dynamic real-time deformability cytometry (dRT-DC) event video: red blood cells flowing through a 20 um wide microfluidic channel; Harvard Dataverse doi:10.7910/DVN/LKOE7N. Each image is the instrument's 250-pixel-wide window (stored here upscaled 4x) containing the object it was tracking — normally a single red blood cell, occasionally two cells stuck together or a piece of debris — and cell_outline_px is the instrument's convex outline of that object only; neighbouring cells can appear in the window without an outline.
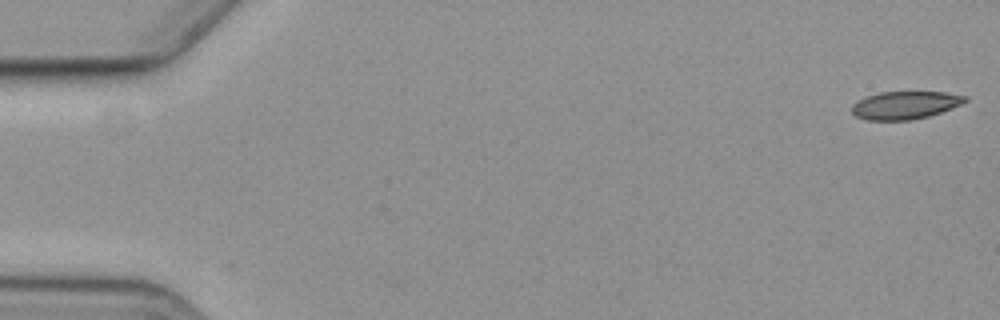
{"species": "common noctule bat (a hibernating species)", "species_latin": "Nyctalus noctula", "temperature_condition": "cold", "stored_images_in_passage": 6, "camera_frame_rate_fps": 3000, "um_per_image_px": 0.085, "animal": {"sex": "female", "body_mass_g": 19.3, "forearm_length_mm": 54.1}, "frame": {"image": 1, "passage_image": 1, "time_ms": 0.0, "image_size_px": [1000, 320], "cell_outline_px": [[968, 100], [952, 108], [928, 116], [908, 120], [868, 120], [856, 116], [852, 112], [852, 104], [864, 96], [880, 92], [944, 92], [968, 96]], "centroid_in_image_um": [76.91, 8.93], "position_along_channel_um": 8.1, "area_um2": 18.32}}
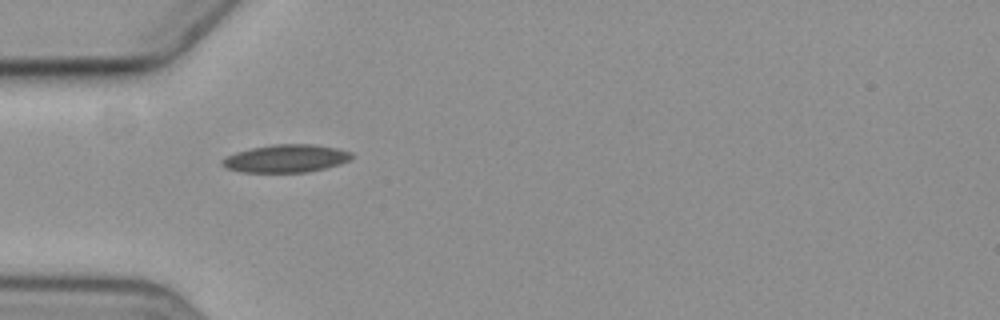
{"frame": {"image": 2, "passage_image": 5, "time_ms": 5.667, "image_size_px": [1000, 320], "cell_outline_px": [[352, 156], [348, 160], [340, 164], [324, 168], [304, 172], [244, 172], [228, 168], [220, 164], [220, 160], [236, 152], [252, 148], [272, 144], [312, 144], [336, 148], [352, 152]], "centroid_in_image_um": [24.3, 13.46], "position_along_channel_um": 60.7, "area_um2": 20.75}}
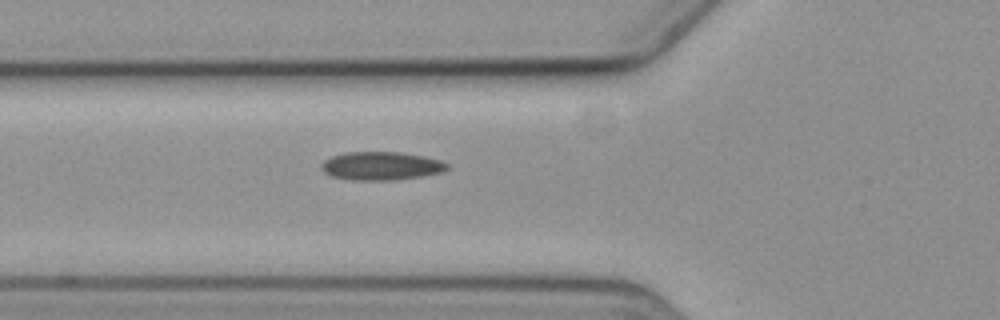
{"frame": {"image": 3, "passage_image": 6, "time_ms": 6.667, "image_size_px": [1000, 320], "cell_outline_px": [[448, 168], [444, 172], [396, 180], [352, 180], [332, 176], [324, 172], [320, 168], [320, 164], [324, 160], [332, 156], [348, 152], [400, 152], [424, 156], [440, 160], [448, 164]], "centroid_in_image_um": [32.4, 14.1], "position_along_channel_um": 93.4, "area_um2": 20.81}}